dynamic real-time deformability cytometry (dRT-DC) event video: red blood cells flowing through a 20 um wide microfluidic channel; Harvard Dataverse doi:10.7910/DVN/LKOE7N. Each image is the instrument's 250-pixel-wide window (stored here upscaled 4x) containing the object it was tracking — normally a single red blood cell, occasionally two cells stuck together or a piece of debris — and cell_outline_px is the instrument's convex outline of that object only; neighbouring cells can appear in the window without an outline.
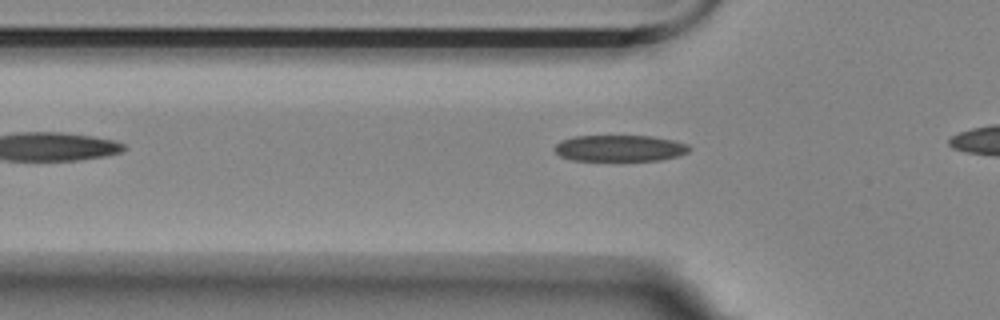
{"species": "Egyptian fruit bat (a non-hibernating species)", "species_latin": "Rousettus aegyptiacus", "temperature_condition": "room temperature", "stored_images_in_passage": 13, "camera_frame_rate_fps": 3000, "um_per_image_px": 0.085, "animal": {"sex": "female"}, "frame": {"image": 1, "passage_image": 3, "time_ms": 0.667, "image_size_px": [1000, 320], "cell_outline_px": [[688, 152], [676, 156], [660, 160], [572, 160], [560, 156], [556, 152], [556, 144], [560, 140], [572, 136], [652, 136], [672, 140], [688, 144]], "centroid_in_image_um": [52.65, 12.59], "position_along_channel_um": 73.2, "area_um2": 20.46}}
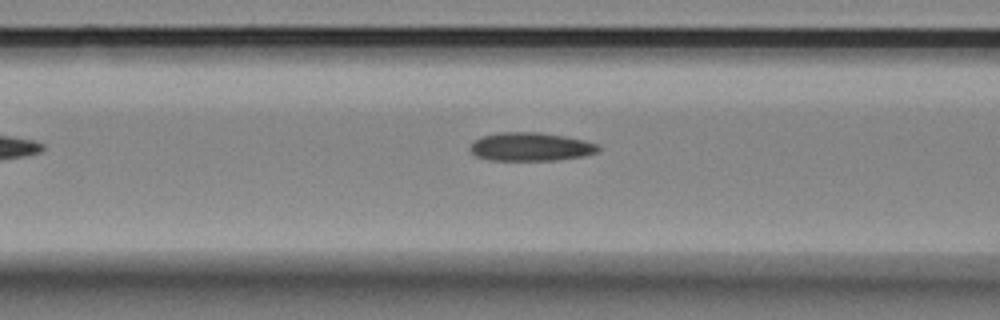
{"frame": {"image": 2, "passage_image": 7, "time_ms": 2.0, "image_size_px": [1000, 320], "cell_outline_px": [[600, 148], [596, 152], [584, 156], [556, 160], [488, 160], [476, 156], [472, 152], [472, 144], [480, 136], [500, 132], [540, 132], [564, 136], [584, 140], [596, 144]], "centroid_in_image_um": [45.11, 12.47], "position_along_channel_um": 121.5, "area_um2": 21.1}}
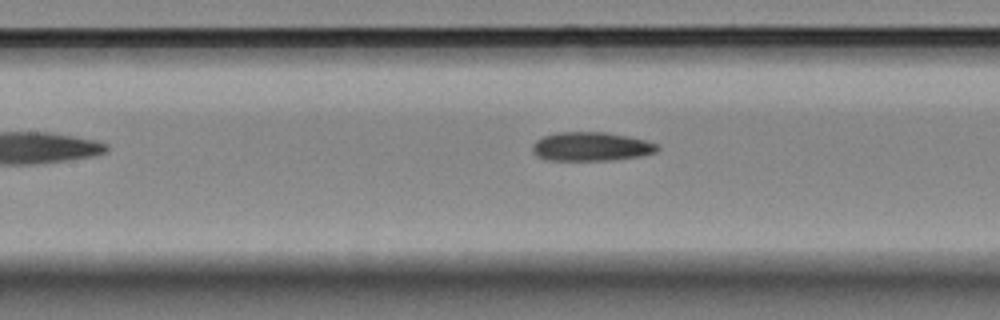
{"frame": {"image": 3, "passage_image": 10, "time_ms": 3.0, "image_size_px": [1000, 320], "cell_outline_px": [[660, 148], [656, 152], [640, 156], [608, 160], [544, 160], [536, 156], [532, 152], [532, 144], [536, 140], [544, 136], [556, 132], [604, 132], [628, 136], [644, 140], [656, 144]], "centroid_in_image_um": [50.19, 12.46], "position_along_channel_um": 157.2, "area_um2": 21.04}}